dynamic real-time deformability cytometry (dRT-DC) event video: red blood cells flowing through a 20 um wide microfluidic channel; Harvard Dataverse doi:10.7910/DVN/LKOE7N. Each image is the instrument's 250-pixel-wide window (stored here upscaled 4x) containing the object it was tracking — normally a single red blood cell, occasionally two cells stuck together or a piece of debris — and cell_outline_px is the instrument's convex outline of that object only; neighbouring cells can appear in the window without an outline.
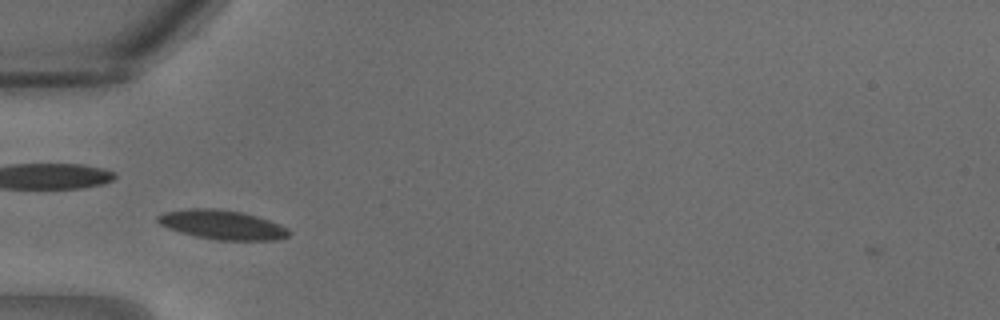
{"species": "common noctule bat (a hibernating species)", "species_latin": "Nyctalus noctula", "temperature_condition": "warm", "stored_images_in_passage": 23, "camera_frame_rate_fps": 3000, "um_per_image_px": 0.085, "animal": {"sex": "male", "body_mass_g": 18.8}, "frame": {"image": 1, "passage_image": 2, "time_ms": 0.333, "image_size_px": [1000, 320], "cell_outline_px": [[292, 232], [288, 236], [276, 240], [216, 240], [196, 236], [180, 232], [168, 228], [160, 224], [156, 220], [156, 216], [164, 212], [188, 208], [216, 208], [240, 212], [256, 216], [280, 224], [288, 228]], "centroid_in_image_um": [18.88, 19.1], "position_along_channel_um": 66.1, "area_um2": 22.43}}
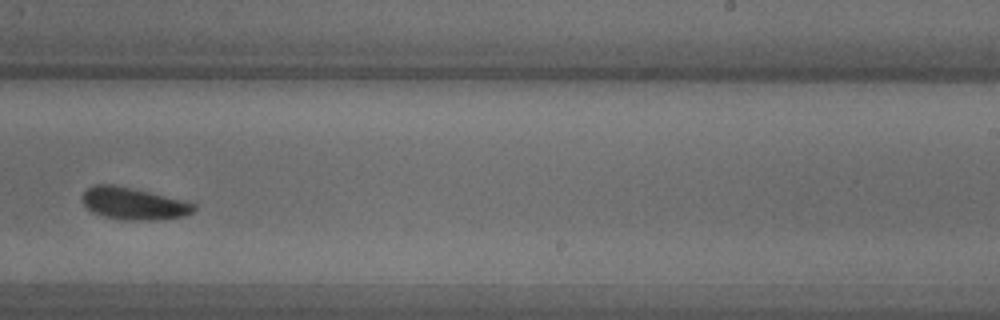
{"frame": {"image": 2, "passage_image": 12, "time_ms": 3.667, "image_size_px": [1000, 320], "cell_outline_px": [[196, 208], [192, 212], [184, 216], [164, 220], [124, 220], [104, 216], [92, 212], [80, 200], [80, 196], [88, 188], [96, 184], [112, 184], [132, 188], [196, 204]], "centroid_in_image_um": [11.32, 17.32], "position_along_channel_um": 277.7, "area_um2": 20.81}}
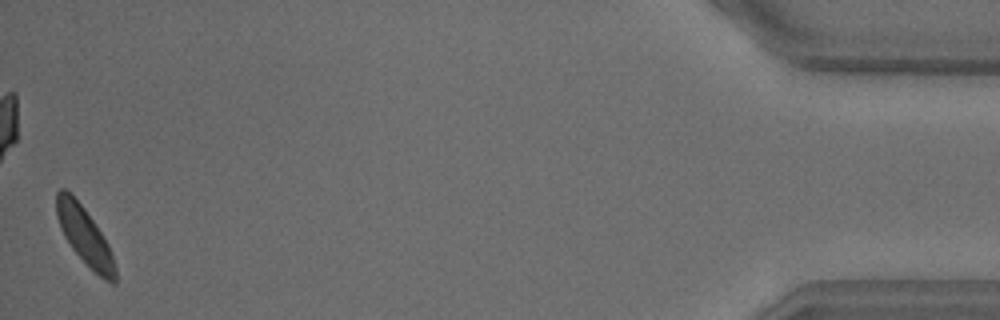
{"frame": {"image": 3, "passage_image": 23, "time_ms": 7.333, "image_size_px": [1000, 320], "cell_outline_px": [[116, 284], [112, 284], [100, 276], [72, 248], [64, 236], [60, 228], [56, 216], [56, 192], [60, 188], [64, 188], [72, 192], [84, 208], [108, 244], [116, 268]], "centroid_in_image_um": [7.16, 19.99], "position_along_channel_um": 428.0, "area_um2": 19.36}}